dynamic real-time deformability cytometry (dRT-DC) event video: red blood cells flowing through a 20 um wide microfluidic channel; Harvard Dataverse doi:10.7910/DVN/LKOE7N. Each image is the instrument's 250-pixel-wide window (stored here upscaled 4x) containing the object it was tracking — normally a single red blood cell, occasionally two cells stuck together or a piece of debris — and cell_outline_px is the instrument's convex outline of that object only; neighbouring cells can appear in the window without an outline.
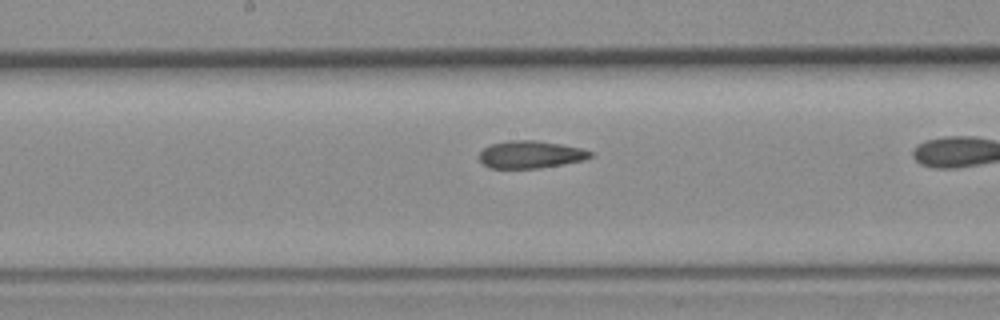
{"species": "common noctule bat (a hibernating species)", "species_latin": "Nyctalus noctula", "temperature_condition": "room temperature", "stored_images_in_passage": 17, "camera_frame_rate_fps": 3000, "um_per_image_px": 0.085, "animal": {"sex": "female", "body_mass_g": 19.3, "forearm_length_mm": 54.1}, "frame": {"image": 1, "passage_image": 10, "time_ms": 3.0, "image_size_px": [1000, 320], "cell_outline_px": [[592, 156], [584, 160], [536, 168], [488, 168], [480, 160], [480, 152], [484, 148], [492, 144], [508, 140], [536, 140], [560, 144], [580, 148], [592, 152]], "centroid_in_image_um": [45.07, 13.13], "position_along_channel_um": 203.1, "area_um2": 17.51}}
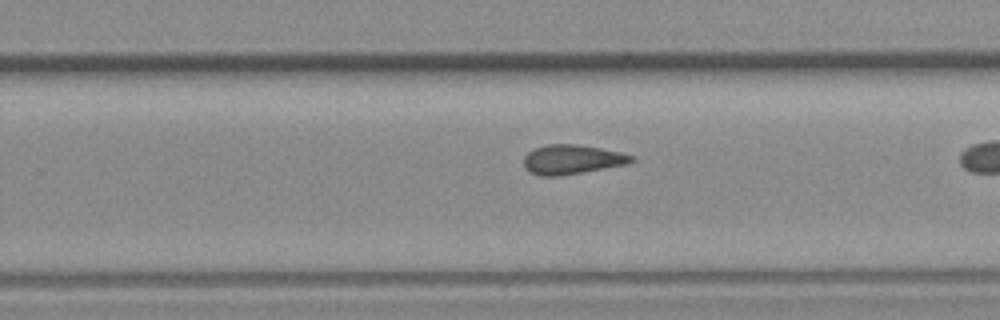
{"frame": {"image": 2, "passage_image": 15, "time_ms": 4.667, "image_size_px": [1000, 320], "cell_outline_px": [[636, 160], [628, 164], [560, 176], [540, 176], [528, 172], [524, 168], [524, 156], [528, 152], [536, 148], [548, 144], [572, 144], [600, 148], [620, 152], [632, 156]], "centroid_in_image_um": [48.59, 13.57], "position_along_channel_um": 281.2, "area_um2": 18.44}}